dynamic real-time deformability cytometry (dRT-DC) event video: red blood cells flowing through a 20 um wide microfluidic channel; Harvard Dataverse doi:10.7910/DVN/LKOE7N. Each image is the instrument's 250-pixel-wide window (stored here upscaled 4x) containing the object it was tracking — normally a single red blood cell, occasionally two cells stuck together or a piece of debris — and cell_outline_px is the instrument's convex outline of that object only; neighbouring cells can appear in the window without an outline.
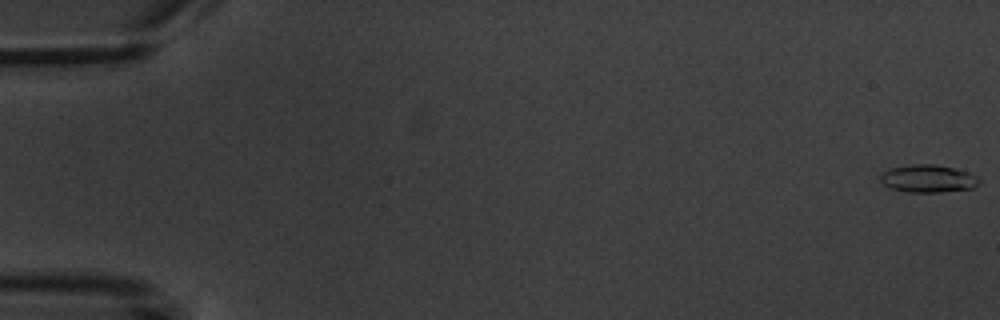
{"species": "common noctule bat (a hibernating species)", "species_latin": "Nyctalus noctula", "temperature_condition": "warm", "stored_images_in_passage": 7, "camera_frame_rate_fps": 3000, "um_per_image_px": 0.085, "animal": {"sex": "male", "body_mass_g": 20.1, "forearm_length_mm": 53.5}, "frame": {"image": 1, "passage_image": 1, "time_ms": 0.0, "image_size_px": [1000, 320], "cell_outline_px": [[980, 184], [972, 188], [940, 192], [908, 192], [892, 188], [884, 184], [880, 180], [880, 176], [884, 172], [892, 168], [912, 164], [936, 164], [968, 172], [976, 176], [980, 180]], "centroid_in_image_um": [78.91, 15.18], "position_along_channel_um": 6.1, "area_um2": 15.72}}